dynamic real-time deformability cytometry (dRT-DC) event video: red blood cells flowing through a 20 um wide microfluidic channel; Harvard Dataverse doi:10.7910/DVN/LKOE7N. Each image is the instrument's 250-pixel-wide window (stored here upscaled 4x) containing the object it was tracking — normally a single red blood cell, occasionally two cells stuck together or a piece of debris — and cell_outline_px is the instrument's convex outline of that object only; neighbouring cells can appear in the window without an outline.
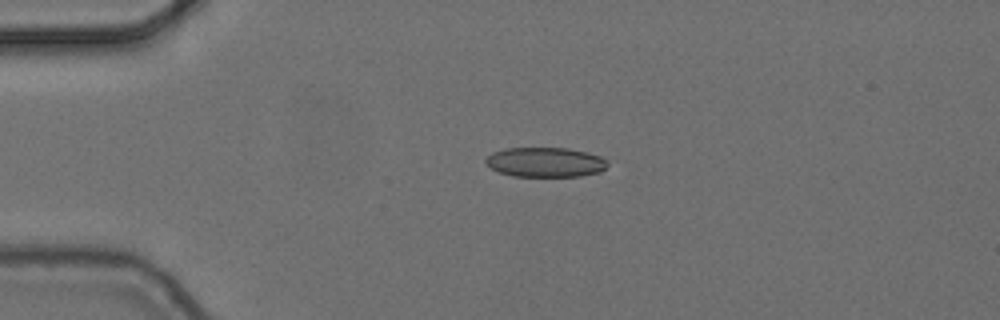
{"species": "common noctule bat (a hibernating species)", "species_latin": "Nyctalus noctula", "temperature_condition": "cold", "stored_images_in_passage": 5, "camera_frame_rate_fps": 3000, "um_per_image_px": 0.085, "animal": {"sex": "female", "body_mass_g": 24.6, "forearm_length_mm": 56.2}, "frame": {"image": 1, "passage_image": 5, "time_ms": 1.333, "image_size_px": [1000, 320], "cell_outline_px": [[608, 164], [600, 172], [580, 176], [512, 176], [500, 172], [492, 168], [484, 160], [492, 152], [504, 148], [568, 148], [588, 152], [600, 156]], "centroid_in_image_um": [46.35, 13.78], "position_along_channel_um": 38.7, "area_um2": 20.98}}